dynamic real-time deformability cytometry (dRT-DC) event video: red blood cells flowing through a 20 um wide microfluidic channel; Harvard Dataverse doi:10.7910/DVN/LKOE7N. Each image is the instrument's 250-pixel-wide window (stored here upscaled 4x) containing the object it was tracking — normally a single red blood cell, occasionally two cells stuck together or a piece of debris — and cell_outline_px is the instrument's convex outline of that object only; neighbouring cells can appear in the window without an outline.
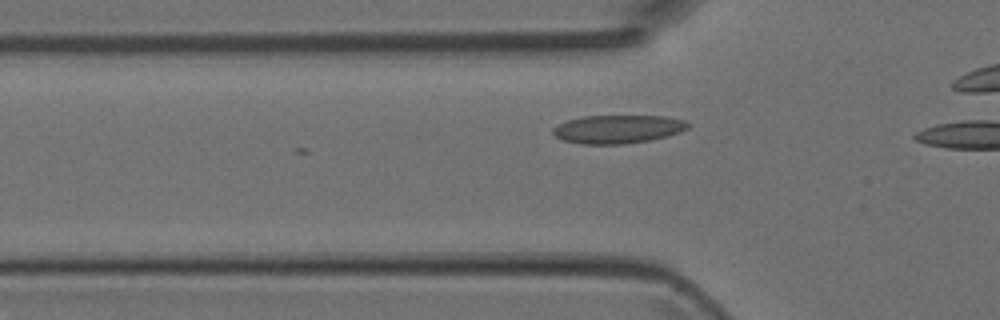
{"species": "Egyptian fruit bat (a non-hibernating species)", "species_latin": "Rousettus aegyptiacus", "temperature_condition": "room temperature", "stored_images_in_passage": 6, "segment_of_instrument_passage": [2, 2], "camera_frame_rate_fps": 3000, "um_per_image_px": 0.085, "animal": {"sex": "female"}, "frame": {"image": 1, "passage_image": 6, "time_ms": 1.667, "image_size_px": [1000, 320], "cell_outline_px": [[688, 128], [680, 132], [668, 136], [652, 140], [620, 144], [580, 144], [560, 140], [552, 132], [552, 128], [568, 120], [584, 116], [664, 116], [684, 120], [688, 124]], "centroid_in_image_um": [52.5, 10.98], "position_along_channel_um": 73.3, "area_um2": 22.31}}